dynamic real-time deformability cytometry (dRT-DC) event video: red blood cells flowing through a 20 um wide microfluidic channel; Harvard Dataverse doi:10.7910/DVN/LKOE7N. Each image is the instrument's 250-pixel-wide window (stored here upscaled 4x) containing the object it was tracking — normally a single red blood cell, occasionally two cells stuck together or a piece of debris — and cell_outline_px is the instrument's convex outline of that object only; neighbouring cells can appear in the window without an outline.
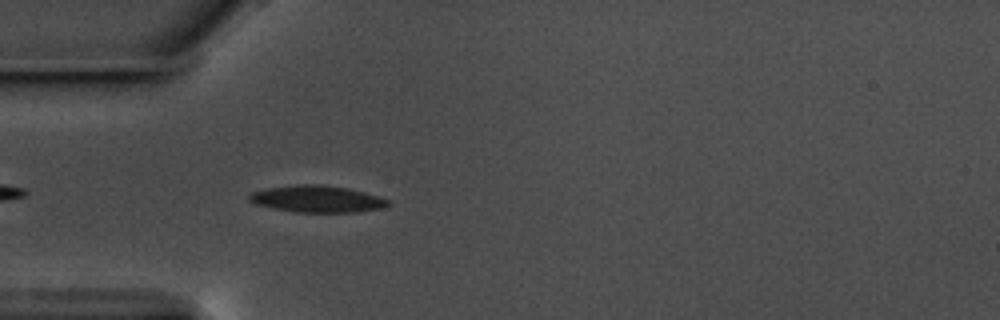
{"species": "common noctule bat (a hibernating species)", "species_latin": "Nyctalus noctula", "temperature_condition": "warm", "stored_images_in_passage": 42, "camera_frame_rate_fps": 3000, "um_per_image_px": 0.085, "animal": {"sex": "male", "body_mass_g": 17.5, "forearm_length_mm": 52.3}, "frame": {"image": 1, "passage_image": 2, "time_ms": 0.333, "image_size_px": [1000, 320], "cell_outline_px": [[392, 204], [380, 208], [356, 212], [296, 212], [272, 208], [256, 204], [248, 200], [248, 192], [264, 188], [304, 184], [320, 184], [348, 188], [380, 196], [392, 200]], "centroid_in_image_um": [26.95, 16.9], "position_along_channel_um": 58.1, "area_um2": 21.91}}
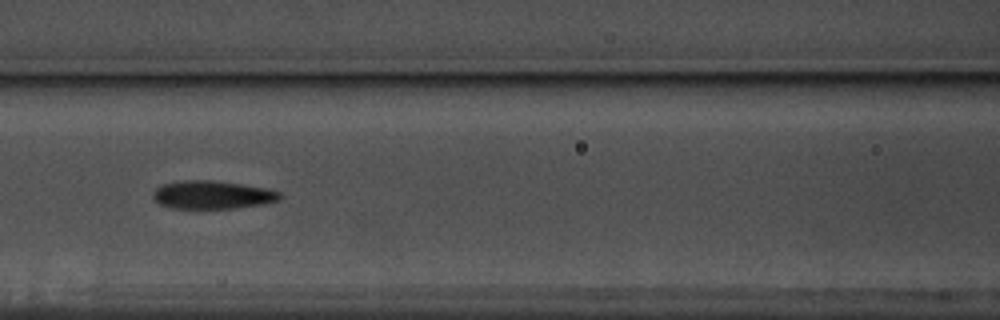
{"frame": {"image": 2, "passage_image": 10, "time_ms": 3.0, "image_size_px": [1000, 320], "cell_outline_px": [[284, 196], [280, 200], [264, 204], [236, 208], [168, 208], [160, 204], [152, 196], [152, 192], [156, 188], [164, 184], [184, 180], [212, 180], [240, 184], [264, 188], [280, 192]], "centroid_in_image_um": [18.06, 16.57], "position_along_channel_um": 148.5, "area_um2": 20.81}}
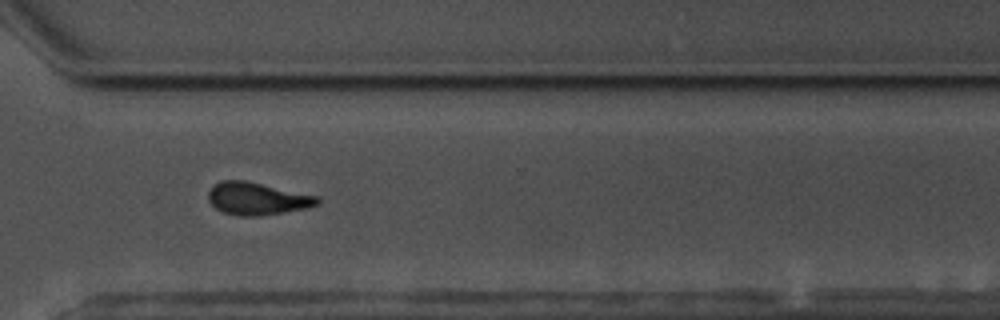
{"frame": {"image": 3, "passage_image": 27, "time_ms": 8.667, "image_size_px": [1000, 320], "cell_outline_px": [[320, 204], [308, 208], [260, 216], [240, 216], [224, 212], [216, 208], [208, 200], [208, 192], [220, 180], [244, 180], [316, 196], [320, 200]], "centroid_in_image_um": [21.86, 16.89], "position_along_channel_um": 348.7, "area_um2": 20.4}, "authors_computed_cell_mechanics": {"area_um2": 20.7791, "velocity_mm_per_s": 3.5406, "shape_relaxation_time_tau1_ms": 4.4761, "shape_relaxation_time_tau2_ms": 2.4229, "deformation_change_tau1": 0.1535, "deformation_change_tau2": 0.0966}}